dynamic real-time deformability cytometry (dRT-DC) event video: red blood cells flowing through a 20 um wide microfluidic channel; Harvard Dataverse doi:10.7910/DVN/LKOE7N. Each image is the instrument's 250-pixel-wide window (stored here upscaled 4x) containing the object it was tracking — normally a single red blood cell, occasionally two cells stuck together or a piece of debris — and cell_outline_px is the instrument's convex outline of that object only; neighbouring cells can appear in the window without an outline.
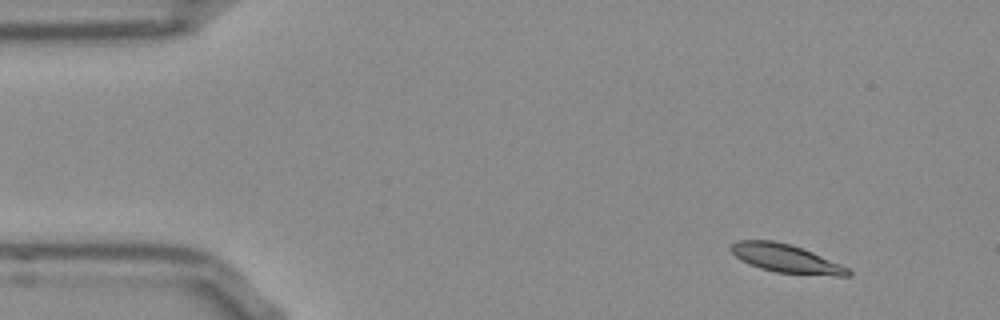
{"species": "Egyptian fruit bat (a non-hibernating species)", "species_latin": "Rousettus aegyptiacus", "temperature_condition": "room temperature", "stored_images_in_passage": 49, "camera_frame_rate_fps": 3000, "um_per_image_px": 0.085, "frame": {"image": 1, "passage_image": 1, "time_ms": 0.0, "image_size_px": [1000, 320], "cell_outline_px": [[852, 276], [836, 276], [776, 272], [760, 268], [748, 264], [740, 260], [728, 248], [736, 240], [772, 240], [788, 244], [812, 252], [840, 264], [848, 268], [852, 272]], "centroid_in_image_um": [66.78, 21.98], "position_along_channel_um": 18.2, "area_um2": 19.25}}
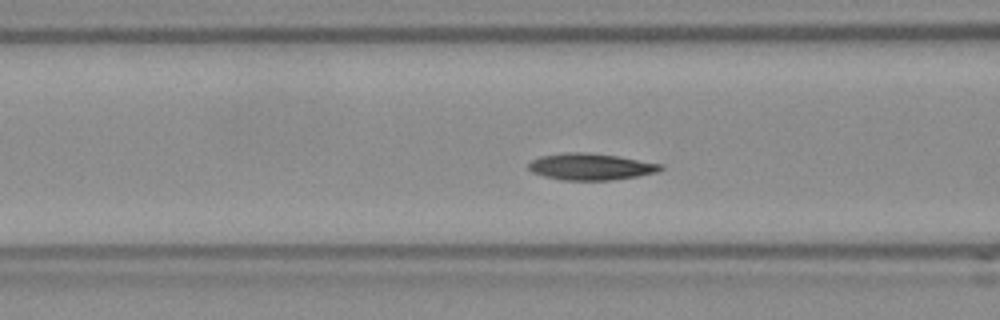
{"frame": {"image": 2, "passage_image": 16, "time_ms": 5.0, "image_size_px": [1000, 320], "cell_outline_px": [[664, 168], [660, 172], [636, 176], [608, 180], [560, 180], [544, 176], [532, 172], [528, 168], [528, 164], [532, 160], [540, 156], [568, 152], [584, 152], [616, 156], [664, 164]], "centroid_in_image_um": [50.22, 14.17], "position_along_channel_um": 116.4, "area_um2": 20.46}}
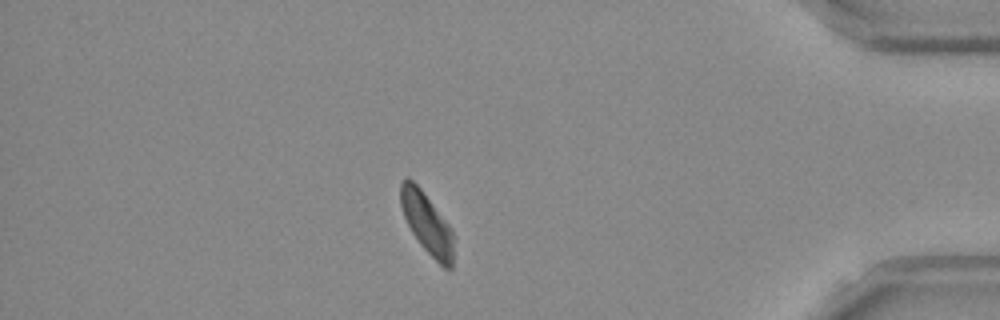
{"frame": {"image": 3, "passage_image": 42, "time_ms": 13.667, "image_size_px": [1000, 320], "cell_outline_px": [[456, 236], [452, 268], [444, 268], [420, 244], [412, 232], [404, 216], [400, 204], [400, 184], [408, 176], [420, 188], [452, 228]], "centroid_in_image_um": [36.34, 19.0], "position_along_channel_um": 398.9, "area_um2": 18.96}, "authors_computed_cell_mechanics": {"area_um2": 19.8832, "velocity_mm_per_s": 3.7336, "shape_relaxation_time_tau1_ms": 3.454, "shape_relaxation_time_tau2_ms": null, "deformation_change_tau1": 0.1142, "deformation_change_tau2": null}}